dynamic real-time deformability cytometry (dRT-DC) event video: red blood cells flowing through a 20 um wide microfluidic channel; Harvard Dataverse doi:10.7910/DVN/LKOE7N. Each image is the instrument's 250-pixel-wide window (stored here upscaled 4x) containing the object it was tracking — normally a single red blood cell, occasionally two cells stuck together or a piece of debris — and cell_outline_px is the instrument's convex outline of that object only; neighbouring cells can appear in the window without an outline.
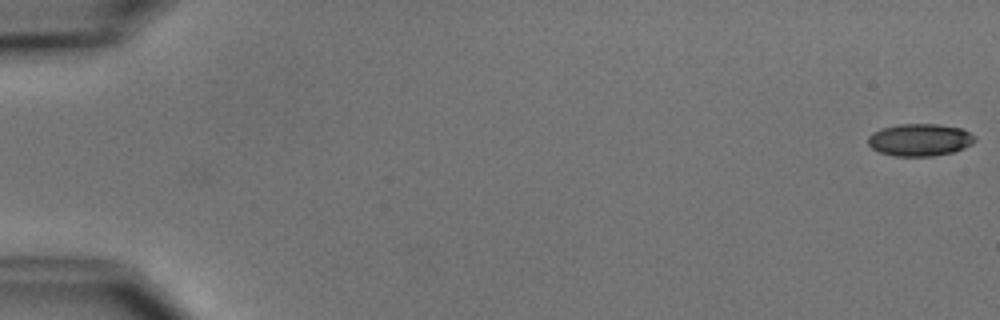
{"species": "common noctule bat (a hibernating species)", "species_latin": "Nyctalus noctula", "temperature_condition": "cold", "stored_images_in_passage": 8, "camera_frame_rate_fps": 3000, "um_per_image_px": 0.085, "animal": {"sex": "male", "body_mass_g": 15.6}, "frame": {"image": 1, "passage_image": 1, "time_ms": 0.0, "image_size_px": [1000, 320], "cell_outline_px": [[976, 140], [972, 144], [964, 148], [952, 152], [932, 156], [896, 156], [880, 152], [872, 148], [868, 144], [868, 136], [872, 132], [880, 128], [900, 124], [936, 124], [964, 128], [976, 136]], "centroid_in_image_um": [78.2, 11.87], "position_along_channel_um": 6.8, "area_um2": 20.29}}
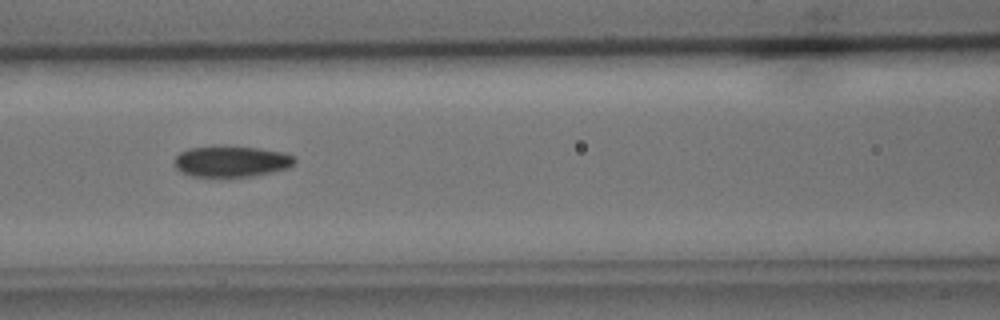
{"frame": {"image": 2, "passage_image": 8, "time_ms": 8.0, "image_size_px": [1000, 320], "cell_outline_px": [[296, 160], [288, 168], [272, 172], [252, 176], [192, 176], [180, 172], [176, 168], [172, 160], [180, 152], [188, 148], [260, 148], [284, 152], [292, 156]], "centroid_in_image_um": [19.65, 13.74], "position_along_channel_um": 147.0, "area_um2": 21.15}}